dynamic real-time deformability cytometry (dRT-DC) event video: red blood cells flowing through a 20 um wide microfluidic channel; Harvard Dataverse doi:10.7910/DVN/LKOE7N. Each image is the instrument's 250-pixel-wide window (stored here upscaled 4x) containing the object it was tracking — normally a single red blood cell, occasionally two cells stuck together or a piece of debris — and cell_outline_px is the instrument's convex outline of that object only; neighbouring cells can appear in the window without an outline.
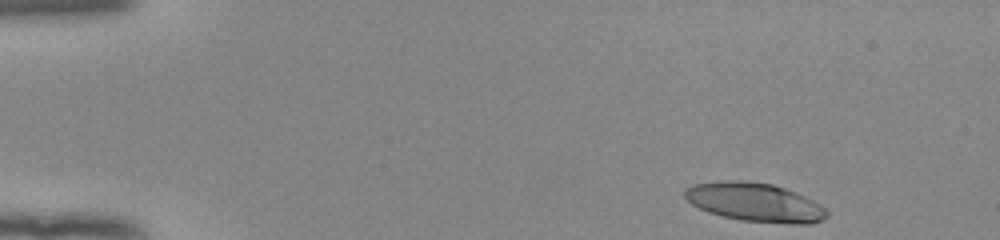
{"species": "human", "species_latin": "Homo sapiens", "temperature_condition": "room temperature", "stored_images_in_passage": 48, "camera_frame_rate_fps": 3000, "um_per_image_px": 0.085, "donor": {"sex": "female"}, "frame": {"image": 1, "passage_image": 1, "time_ms": 0.0, "image_size_px": [1000, 240], "cell_outline_px": [[828, 216], [824, 220], [812, 224], [792, 224], [740, 220], [720, 216], [708, 212], [692, 204], [684, 196], [684, 188], [692, 184], [724, 180], [736, 180], [772, 184], [784, 188], [804, 196], [812, 200], [824, 208], [828, 212]], "centroid_in_image_um": [64.15, 17.2], "position_along_channel_um": 20.9, "area_um2": 32.14}}
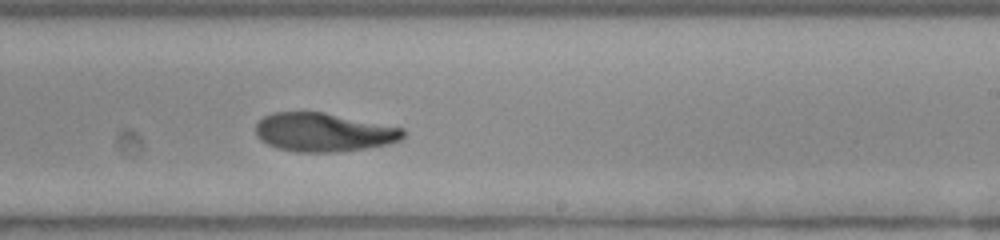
{"frame": {"image": 2, "passage_image": 28, "time_ms": 9.0, "image_size_px": [1000, 240], "cell_outline_px": [[404, 136], [400, 140], [388, 144], [364, 148], [336, 152], [296, 152], [276, 148], [260, 140], [256, 136], [256, 124], [264, 116], [272, 112], [324, 112], [404, 128]], "centroid_in_image_um": [27.48, 11.24], "position_along_channel_um": 261.5, "area_um2": 33.23}}
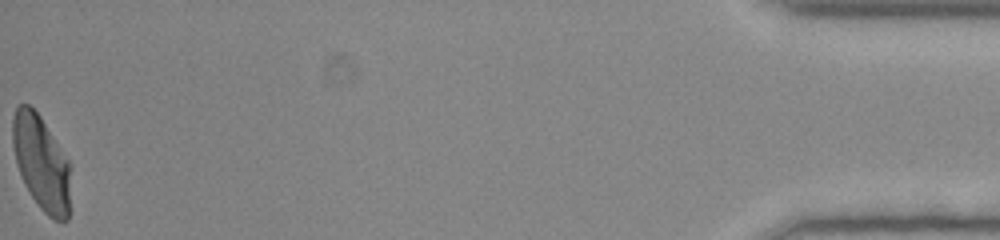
{"frame": {"image": 3, "passage_image": 48, "time_ms": 15.667, "image_size_px": [1000, 240], "cell_outline_px": [[68, 220], [52, 220], [40, 208], [24, 184], [20, 176], [16, 164], [12, 144], [12, 116], [16, 108], [20, 104], [28, 104], [40, 116], [68, 160]], "centroid_in_image_um": [3.45, 13.82], "position_along_channel_um": 431.7, "area_um2": 31.44}, "authors_computed_cell_mechanics": {"area_um2": 33.2928, "velocity_mm_per_s": 3.9142, "shape_relaxation_time_tau1_ms": null, "shape_relaxation_time_tau2_ms": 1.8033, "deformation_change_tau1": null, "deformation_change_tau2": 0.0819}}